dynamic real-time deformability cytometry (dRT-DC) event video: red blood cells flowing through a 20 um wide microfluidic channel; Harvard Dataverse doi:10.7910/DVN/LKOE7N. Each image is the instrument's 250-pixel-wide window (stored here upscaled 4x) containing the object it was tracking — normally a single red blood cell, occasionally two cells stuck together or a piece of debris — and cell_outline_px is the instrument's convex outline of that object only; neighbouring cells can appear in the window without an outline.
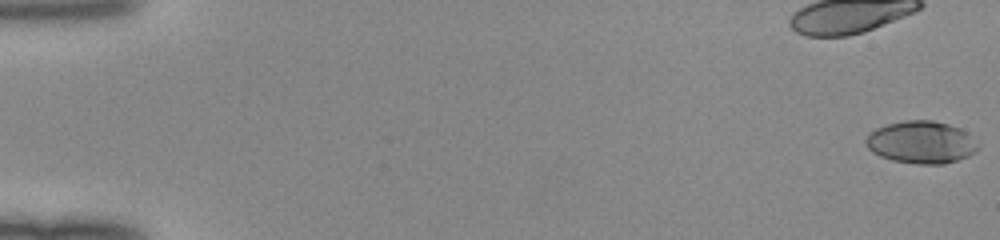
{"species": "human", "species_latin": "Homo sapiens", "temperature_condition": "room temperature", "stored_images_in_passage": 8, "camera_frame_rate_fps": 3000, "um_per_image_px": 0.085, "donor": {"sex": "female"}, "frame": {"image": 1, "passage_image": 1, "time_ms": 0.0, "image_size_px": [1000, 240], "cell_outline_px": [[980, 148], [976, 152], [968, 156], [944, 164], [916, 164], [892, 160], [880, 156], [872, 152], [868, 148], [864, 140], [876, 128], [888, 124], [904, 120], [932, 120], [948, 124], [960, 128], [968, 132], [980, 144]], "centroid_in_image_um": [78.35, 12.09], "position_along_channel_um": 6.7, "area_um2": 27.92}}